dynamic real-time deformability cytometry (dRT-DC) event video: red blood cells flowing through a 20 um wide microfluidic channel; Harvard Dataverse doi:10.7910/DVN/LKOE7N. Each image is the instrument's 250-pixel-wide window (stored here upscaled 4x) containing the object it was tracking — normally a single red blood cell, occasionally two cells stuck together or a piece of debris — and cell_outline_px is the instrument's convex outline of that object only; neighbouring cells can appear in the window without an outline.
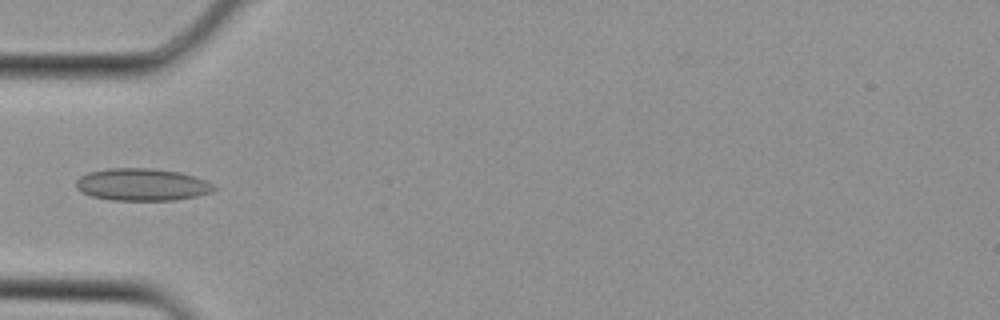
{"species": "Egyptian fruit bat (a non-hibernating species)", "species_latin": "Rousettus aegyptiacus", "temperature_condition": "cold", "stored_images_in_passage": 4, "camera_frame_rate_fps": 3000, "um_per_image_px": 0.085, "animal": {"sex": "female"}, "frame": {"image": 1, "passage_image": 4, "time_ms": 1.0, "image_size_px": [1000, 320], "cell_outline_px": [[216, 188], [212, 192], [196, 196], [176, 200], [112, 200], [92, 196], [80, 192], [76, 188], [76, 180], [80, 176], [88, 172], [108, 168], [152, 168], [180, 172], [196, 176], [208, 180]], "centroid_in_image_um": [12.08, 15.68], "position_along_channel_um": 72.9, "area_um2": 26.18}}